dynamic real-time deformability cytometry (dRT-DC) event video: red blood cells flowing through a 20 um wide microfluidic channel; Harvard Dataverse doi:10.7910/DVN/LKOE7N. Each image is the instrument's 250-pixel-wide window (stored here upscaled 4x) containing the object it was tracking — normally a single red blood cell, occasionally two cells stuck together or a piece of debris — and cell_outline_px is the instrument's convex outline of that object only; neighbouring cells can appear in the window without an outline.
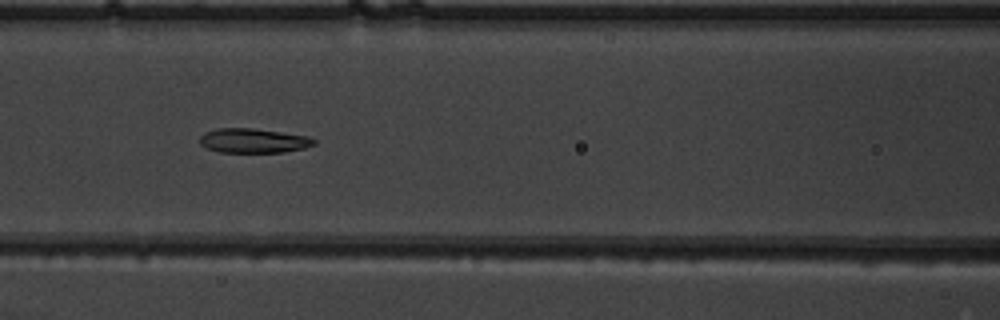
{"species": "common noctule bat (a hibernating species)", "species_latin": "Nyctalus noctula", "temperature_condition": "warm", "stored_images_in_passage": 35, "camera_frame_rate_fps": 3000, "um_per_image_px": 0.085, "animal": {"sex": "male", "body_mass_g": 19.5, "forearm_length_mm": 54.6}, "frame": {"image": 1, "passage_image": 9, "time_ms": 2.667, "image_size_px": [1000, 320], "cell_outline_px": [[316, 144], [304, 148], [284, 152], [220, 152], [208, 148], [200, 144], [200, 136], [204, 132], [216, 128], [252, 128], [308, 136], [316, 140]], "centroid_in_image_um": [21.53, 11.95], "position_along_channel_um": 145.1, "area_um2": 16.24}}
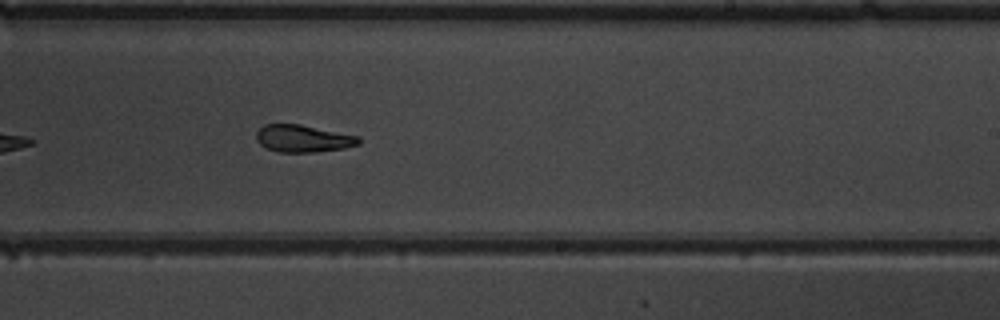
{"frame": {"image": 2, "passage_image": 18, "time_ms": 5.667, "image_size_px": [1000, 320], "cell_outline_px": [[360, 144], [344, 148], [312, 152], [280, 152], [264, 148], [256, 140], [256, 132], [264, 124], [300, 124], [360, 136]], "centroid_in_image_um": [25.75, 11.77], "position_along_channel_um": 263.3, "area_um2": 16.36}}
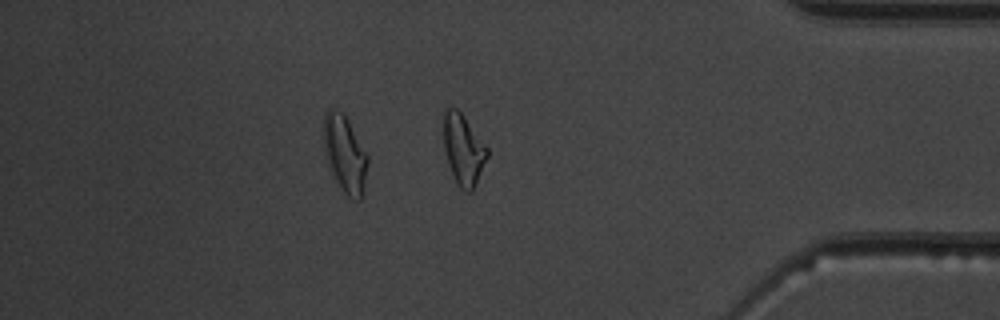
{"frame": {"image": 3, "passage_image": 30, "time_ms": 9.667, "image_size_px": [1000, 320], "cell_outline_px": [[488, 156], [472, 192], [464, 192], [456, 184], [448, 164], [444, 148], [444, 112], [448, 108], [456, 108], [460, 112], [488, 148]], "centroid_in_image_um": [39.38, 12.76], "position_along_channel_um": 395.8, "area_um2": 17.74}, "authors_computed_cell_mechanics": {"area_um2": 16.8198, "velocity_mm_per_s": 3.9487, "shape_relaxation_time_tau1_ms": 3.9699, "shape_relaxation_time_tau2_ms": 2.3426, "deformation_change_tau1": 0.1869, "deformation_change_tau2": 0.1079}}